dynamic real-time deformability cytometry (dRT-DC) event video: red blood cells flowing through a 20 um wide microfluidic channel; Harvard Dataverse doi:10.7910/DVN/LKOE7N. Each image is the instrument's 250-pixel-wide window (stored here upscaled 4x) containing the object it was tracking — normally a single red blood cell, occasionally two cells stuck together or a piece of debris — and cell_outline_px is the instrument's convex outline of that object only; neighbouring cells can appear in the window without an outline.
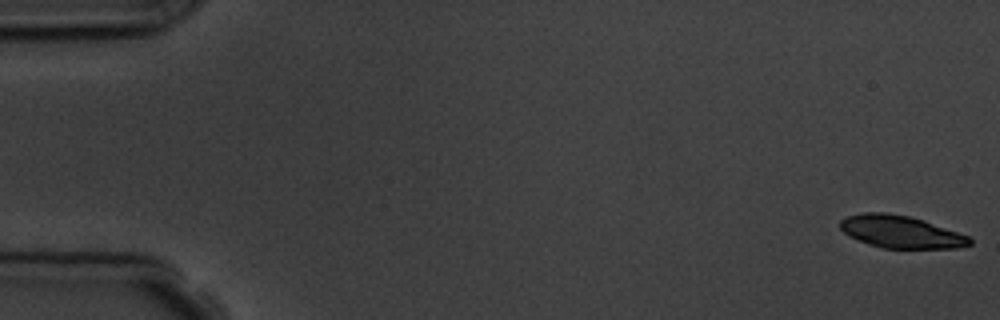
{"species": "common noctule bat (a hibernating species)", "species_latin": "Nyctalus noctula", "temperature_condition": "room temperature", "stored_images_in_passage": 5, "segment_of_instrument_passage": [2, 2], "camera_frame_rate_fps": 3000, "um_per_image_px": 0.085, "animal": {"sex": "male", "body_mass_g": 19.5, "forearm_length_mm": 54.6}, "frame": {"image": 1, "passage_image": 5, "time_ms": 4.667, "image_size_px": [1000, 320], "cell_outline_px": [[972, 244], [956, 248], [884, 248], [868, 244], [848, 236], [840, 228], [840, 220], [848, 216], [864, 212], [888, 212], [912, 216], [924, 220], [968, 236], [972, 240]], "centroid_in_image_um": [76.55, 19.69], "position_along_channel_um": 8.5, "area_um2": 24.51}}